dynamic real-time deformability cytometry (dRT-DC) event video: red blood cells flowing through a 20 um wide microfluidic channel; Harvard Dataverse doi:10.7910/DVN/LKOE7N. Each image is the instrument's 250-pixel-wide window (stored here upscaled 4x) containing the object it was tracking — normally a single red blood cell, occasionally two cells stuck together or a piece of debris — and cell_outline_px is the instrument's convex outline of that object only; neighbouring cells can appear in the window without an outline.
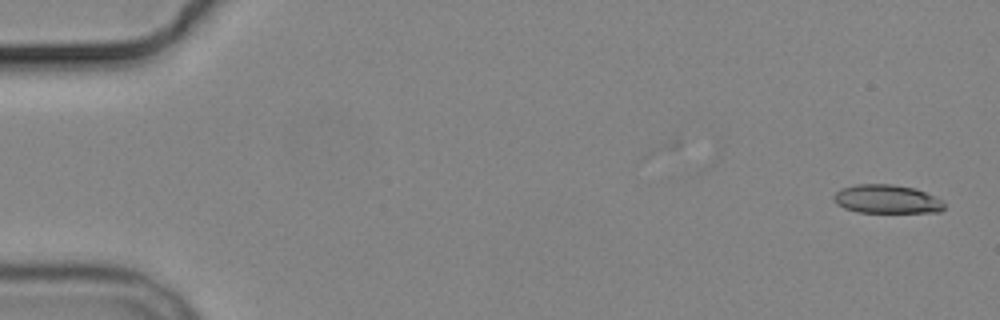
{"species": "common noctule bat (a hibernating species)", "species_latin": "Nyctalus noctula", "temperature_condition": "cold", "stored_images_in_passage": 2, "camera_frame_rate_fps": 3000, "um_per_image_px": 0.085, "animal": {"sex": "male", "body_mass_g": 19.2, "forearm_length_mm": 51.8}, "frame": {"image": 1, "passage_image": 2, "time_ms": 1.333, "image_size_px": [1000, 320], "cell_outline_px": [[944, 208], [940, 212], [860, 212], [844, 208], [836, 204], [832, 196], [840, 188], [856, 184], [892, 184], [916, 188], [940, 200], [944, 204]], "centroid_in_image_um": [75.33, 16.92], "position_along_channel_um": 9.7, "area_um2": 18.38}}